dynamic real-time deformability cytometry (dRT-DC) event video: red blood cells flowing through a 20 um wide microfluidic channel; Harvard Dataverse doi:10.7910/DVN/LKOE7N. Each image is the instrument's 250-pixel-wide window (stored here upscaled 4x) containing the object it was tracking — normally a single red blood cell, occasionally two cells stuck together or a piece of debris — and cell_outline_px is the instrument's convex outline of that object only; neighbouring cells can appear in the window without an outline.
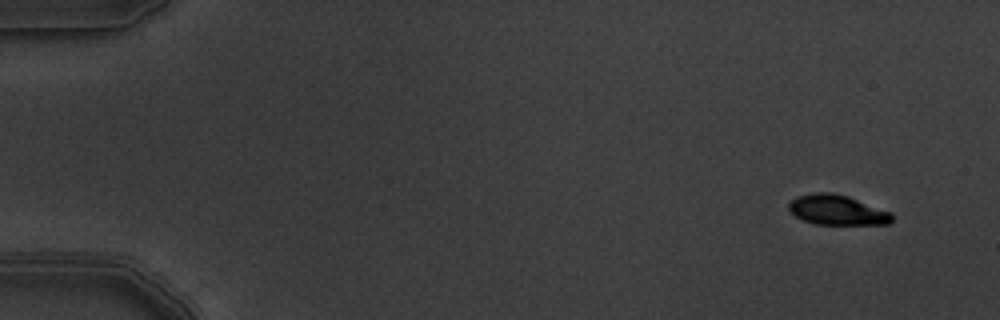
{"species": "common noctule bat (a hibernating species)", "species_latin": "Nyctalus noctula", "temperature_condition": "warm", "stored_images_in_passage": 6, "camera_frame_rate_fps": 3000, "um_per_image_px": 0.085, "animal": {"sex": "male", "body_mass_g": 19.5, "forearm_length_mm": 54.6}, "frame": {"image": 1, "passage_image": 1, "time_ms": 0.0, "image_size_px": [1000, 320], "cell_outline_px": [[892, 220], [888, 224], [816, 224], [804, 220], [796, 216], [788, 208], [788, 204], [796, 196], [816, 192], [832, 192], [848, 196], [892, 212]], "centroid_in_image_um": [71.16, 17.84], "position_along_channel_um": 13.8, "area_um2": 17.98}}
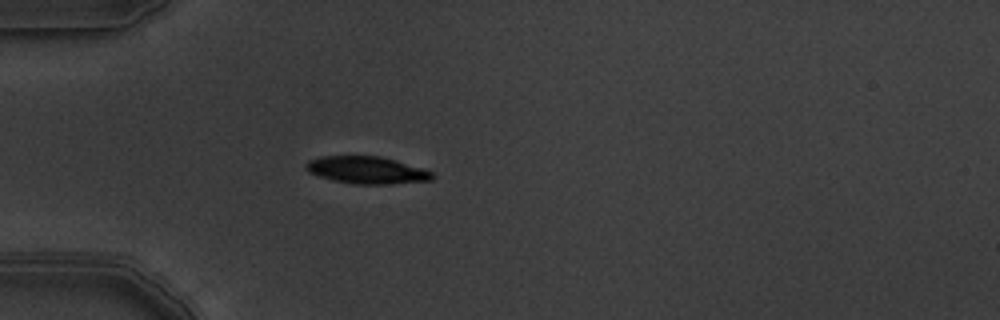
{"frame": {"image": 2, "passage_image": 5, "time_ms": 1.333, "image_size_px": [1000, 320], "cell_outline_px": [[436, 176], [432, 180], [392, 184], [352, 184], [332, 180], [308, 172], [304, 168], [304, 164], [308, 160], [320, 156], [380, 156], [396, 160], [432, 172]], "centroid_in_image_um": [31.14, 14.46], "position_along_channel_um": 53.9, "area_um2": 20.17}}